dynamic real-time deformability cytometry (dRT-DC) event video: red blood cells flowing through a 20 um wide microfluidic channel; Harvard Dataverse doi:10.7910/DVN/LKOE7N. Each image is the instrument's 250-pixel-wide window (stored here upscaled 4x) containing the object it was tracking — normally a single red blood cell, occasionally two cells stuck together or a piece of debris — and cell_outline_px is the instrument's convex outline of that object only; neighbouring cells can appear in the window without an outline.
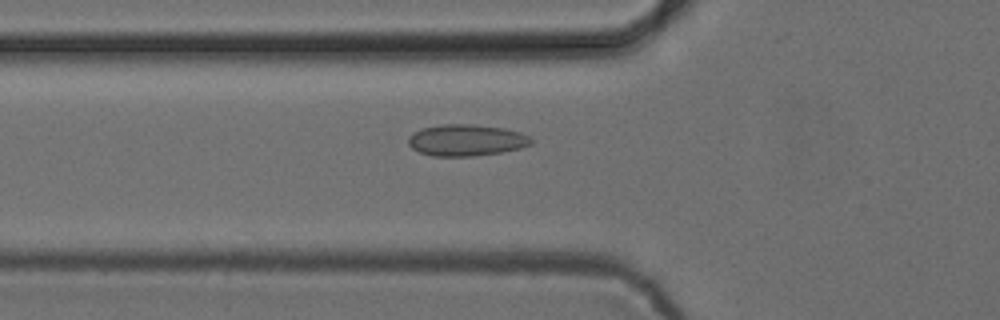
{"species": "common noctule bat (a hibernating species)", "species_latin": "Nyctalus noctula", "temperature_condition": "cold", "stored_images_in_passage": 34, "camera_frame_rate_fps": 3000, "um_per_image_px": 0.085, "animal": {"sex": "female", "body_mass_g": 24.6, "forearm_length_mm": 56.2}, "frame": {"image": 1, "passage_image": 4, "time_ms": 1.0, "image_size_px": [1000, 320], "cell_outline_px": [[536, 140], [532, 144], [520, 148], [500, 152], [472, 156], [432, 156], [420, 152], [412, 148], [408, 144], [408, 136], [412, 132], [420, 128], [440, 124], [472, 124], [504, 128], [520, 132]], "centroid_in_image_um": [39.62, 11.9], "position_along_channel_um": 86.2, "area_um2": 22.77}}
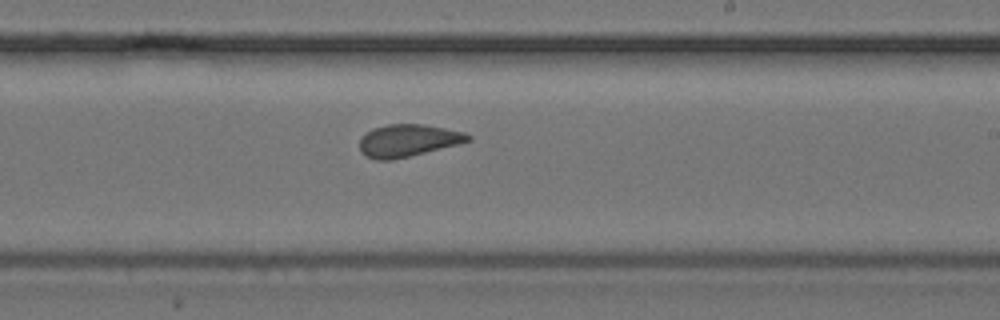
{"frame": {"image": 2, "passage_image": 17, "time_ms": 5.333, "image_size_px": [1000, 320], "cell_outline_px": [[472, 140], [460, 144], [392, 160], [376, 160], [364, 156], [360, 152], [360, 140], [372, 128], [388, 124], [424, 124], [464, 132], [472, 136]], "centroid_in_image_um": [34.69, 11.95], "position_along_channel_um": 254.3, "area_um2": 20.46}}
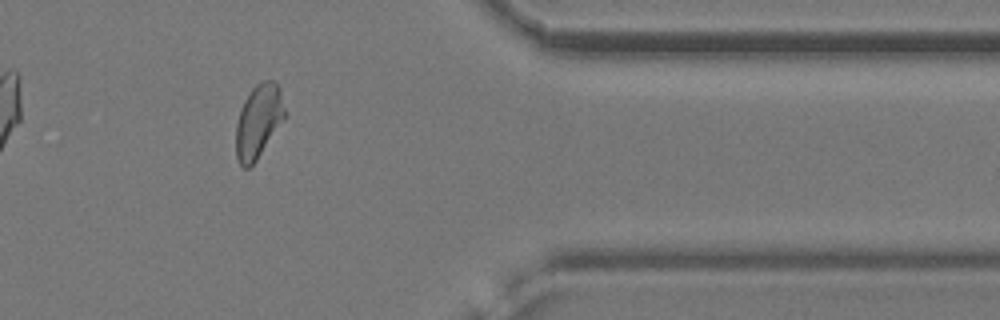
{"frame": {"image": 3, "passage_image": 29, "time_ms": 9.333, "image_size_px": [1000, 320], "cell_outline_px": [[284, 120], [256, 160], [248, 168], [244, 168], [240, 164], [236, 156], [236, 124], [240, 108], [244, 100], [252, 88], [256, 84], [264, 80], [276, 80], [280, 88], [284, 108]], "centroid_in_image_um": [21.96, 10.28], "position_along_channel_um": 389.4, "area_um2": 20.87}, "authors_computed_cell_mechanics": {"area_um2": 20.6346, "velocity_mm_per_s": 3.8592, "shape_relaxation_time_tau1_ms": null, "shape_relaxation_time_tau2_ms": 1.3234, "deformation_change_tau1": null, "deformation_change_tau2": 0.0541}}